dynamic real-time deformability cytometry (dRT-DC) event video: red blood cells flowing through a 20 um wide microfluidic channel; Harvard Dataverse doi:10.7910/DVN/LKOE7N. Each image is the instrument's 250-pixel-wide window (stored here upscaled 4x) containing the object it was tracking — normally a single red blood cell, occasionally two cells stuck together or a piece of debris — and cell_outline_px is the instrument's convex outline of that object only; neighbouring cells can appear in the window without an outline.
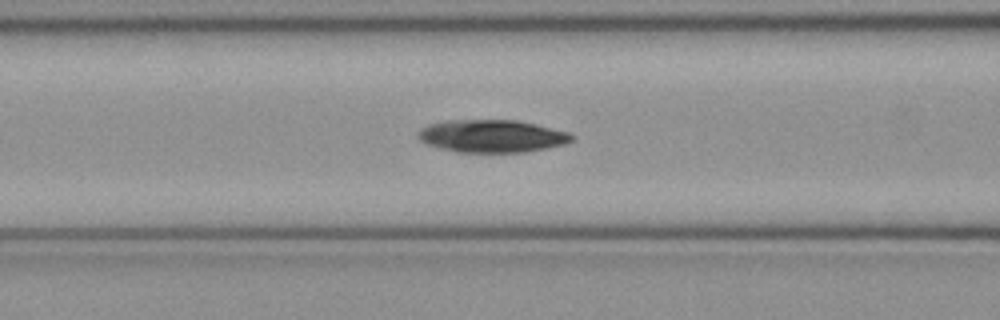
{"species": "common noctule bat (a hibernating species)", "species_latin": "Nyctalus noctula", "temperature_condition": "cold", "stored_images_in_passage": 36, "camera_frame_rate_fps": 3000, "um_per_image_px": 0.085, "animal": {"sex": "female", "body_mass_g": 21.9}, "frame": {"image": 1, "passage_image": 9, "time_ms": 2.667, "image_size_px": [1000, 320], "cell_outline_px": [[576, 136], [572, 140], [564, 144], [524, 152], [456, 152], [424, 144], [416, 136], [416, 132], [420, 128], [428, 124], [448, 120], [516, 120], [536, 124], [572, 132]], "centroid_in_image_um": [41.79, 11.56], "position_along_channel_um": 124.8, "area_um2": 29.54}}
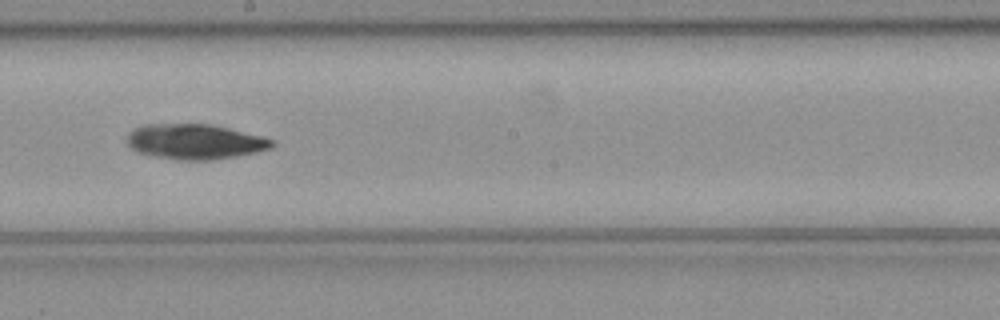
{"frame": {"image": 2, "passage_image": 17, "time_ms": 5.333, "image_size_px": [1000, 320], "cell_outline_px": [[276, 144], [272, 148], [256, 152], [208, 160], [176, 160], [156, 156], [140, 152], [132, 148], [128, 144], [128, 132], [144, 124], [212, 124], [276, 140]], "centroid_in_image_um": [16.59, 12.03], "position_along_channel_um": 231.6, "area_um2": 29.42}}
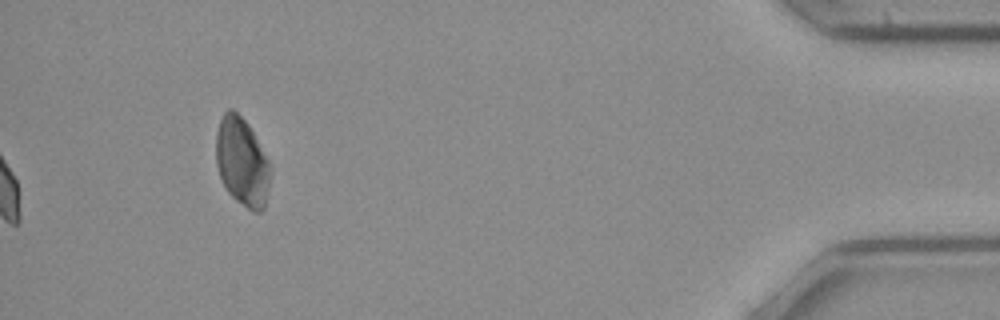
{"frame": {"image": 3, "passage_image": 36, "time_ms": 11.667, "image_size_px": [1000, 320], "cell_outline_px": [[268, 188], [264, 208], [260, 212], [252, 212], [236, 200], [228, 192], [220, 176], [216, 164], [216, 132], [220, 120], [224, 112], [228, 108], [232, 108], [248, 124], [268, 160]], "centroid_in_image_um": [20.53, 13.76], "position_along_channel_um": 414.7, "area_um2": 27.51}, "authors_computed_cell_mechanics": {"area_um2": 29.2757, "velocity_mm_per_s": 3.9884, "shape_relaxation_time_tau1_ms": 7.7143, "shape_relaxation_time_tau2_ms": null, "deformation_change_tau1": 0.1307, "deformation_change_tau2": null}}